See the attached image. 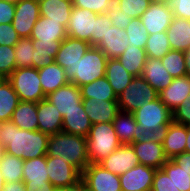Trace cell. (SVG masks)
Segmentation results:
<instances>
[{
	"instance_id": "cell-1",
	"label": "cell",
	"mask_w": 190,
	"mask_h": 191,
	"mask_svg": "<svg viewBox=\"0 0 190 191\" xmlns=\"http://www.w3.org/2000/svg\"><path fill=\"white\" fill-rule=\"evenodd\" d=\"M49 136L37 130H23L11 120L0 122V144L5 152L22 160L47 155Z\"/></svg>"
},
{
	"instance_id": "cell-2",
	"label": "cell",
	"mask_w": 190,
	"mask_h": 191,
	"mask_svg": "<svg viewBox=\"0 0 190 191\" xmlns=\"http://www.w3.org/2000/svg\"><path fill=\"white\" fill-rule=\"evenodd\" d=\"M47 155L51 157L63 156L81 173L90 164L85 136L65 132L55 133L49 136Z\"/></svg>"
},
{
	"instance_id": "cell-3",
	"label": "cell",
	"mask_w": 190,
	"mask_h": 191,
	"mask_svg": "<svg viewBox=\"0 0 190 191\" xmlns=\"http://www.w3.org/2000/svg\"><path fill=\"white\" fill-rule=\"evenodd\" d=\"M141 136H159L173 121L172 111L157 98L142 105L133 113Z\"/></svg>"
},
{
	"instance_id": "cell-4",
	"label": "cell",
	"mask_w": 190,
	"mask_h": 191,
	"mask_svg": "<svg viewBox=\"0 0 190 191\" xmlns=\"http://www.w3.org/2000/svg\"><path fill=\"white\" fill-rule=\"evenodd\" d=\"M86 144L90 164L100 163L121 145L112 122L93 124Z\"/></svg>"
},
{
	"instance_id": "cell-5",
	"label": "cell",
	"mask_w": 190,
	"mask_h": 191,
	"mask_svg": "<svg viewBox=\"0 0 190 191\" xmlns=\"http://www.w3.org/2000/svg\"><path fill=\"white\" fill-rule=\"evenodd\" d=\"M7 80L17 93L20 101L38 103L46 98L41 88L38 69L33 67L16 68Z\"/></svg>"
},
{
	"instance_id": "cell-6",
	"label": "cell",
	"mask_w": 190,
	"mask_h": 191,
	"mask_svg": "<svg viewBox=\"0 0 190 191\" xmlns=\"http://www.w3.org/2000/svg\"><path fill=\"white\" fill-rule=\"evenodd\" d=\"M107 56L95 46H91L75 65V76L70 81L78 87L105 76Z\"/></svg>"
},
{
	"instance_id": "cell-7",
	"label": "cell",
	"mask_w": 190,
	"mask_h": 191,
	"mask_svg": "<svg viewBox=\"0 0 190 191\" xmlns=\"http://www.w3.org/2000/svg\"><path fill=\"white\" fill-rule=\"evenodd\" d=\"M158 92L142 77H134L117 96L119 111L133 113L139 107L156 100Z\"/></svg>"
},
{
	"instance_id": "cell-8",
	"label": "cell",
	"mask_w": 190,
	"mask_h": 191,
	"mask_svg": "<svg viewBox=\"0 0 190 191\" xmlns=\"http://www.w3.org/2000/svg\"><path fill=\"white\" fill-rule=\"evenodd\" d=\"M46 166L49 182L55 188H67L81 182L82 173L69 164L63 156L51 157L46 155Z\"/></svg>"
},
{
	"instance_id": "cell-9",
	"label": "cell",
	"mask_w": 190,
	"mask_h": 191,
	"mask_svg": "<svg viewBox=\"0 0 190 191\" xmlns=\"http://www.w3.org/2000/svg\"><path fill=\"white\" fill-rule=\"evenodd\" d=\"M140 164L161 169L168 161L159 136H141L132 144Z\"/></svg>"
},
{
	"instance_id": "cell-10",
	"label": "cell",
	"mask_w": 190,
	"mask_h": 191,
	"mask_svg": "<svg viewBox=\"0 0 190 191\" xmlns=\"http://www.w3.org/2000/svg\"><path fill=\"white\" fill-rule=\"evenodd\" d=\"M90 47L91 45L87 41L75 39L70 36H67L61 42L54 61L65 69L66 78L69 82L75 76V65Z\"/></svg>"
},
{
	"instance_id": "cell-11",
	"label": "cell",
	"mask_w": 190,
	"mask_h": 191,
	"mask_svg": "<svg viewBox=\"0 0 190 191\" xmlns=\"http://www.w3.org/2000/svg\"><path fill=\"white\" fill-rule=\"evenodd\" d=\"M81 181L88 191H122L120 177L99 163L89 164L82 172Z\"/></svg>"
},
{
	"instance_id": "cell-12",
	"label": "cell",
	"mask_w": 190,
	"mask_h": 191,
	"mask_svg": "<svg viewBox=\"0 0 190 191\" xmlns=\"http://www.w3.org/2000/svg\"><path fill=\"white\" fill-rule=\"evenodd\" d=\"M96 27V13L73 7L67 24V36L90 43Z\"/></svg>"
},
{
	"instance_id": "cell-13",
	"label": "cell",
	"mask_w": 190,
	"mask_h": 191,
	"mask_svg": "<svg viewBox=\"0 0 190 191\" xmlns=\"http://www.w3.org/2000/svg\"><path fill=\"white\" fill-rule=\"evenodd\" d=\"M40 17L38 0H21L15 4L12 25L20 38H29Z\"/></svg>"
},
{
	"instance_id": "cell-14",
	"label": "cell",
	"mask_w": 190,
	"mask_h": 191,
	"mask_svg": "<svg viewBox=\"0 0 190 191\" xmlns=\"http://www.w3.org/2000/svg\"><path fill=\"white\" fill-rule=\"evenodd\" d=\"M107 171L118 176L140 164L131 144H121L100 163Z\"/></svg>"
},
{
	"instance_id": "cell-15",
	"label": "cell",
	"mask_w": 190,
	"mask_h": 191,
	"mask_svg": "<svg viewBox=\"0 0 190 191\" xmlns=\"http://www.w3.org/2000/svg\"><path fill=\"white\" fill-rule=\"evenodd\" d=\"M173 11L167 4L150 3L149 8L140 17L149 35L167 31L173 20Z\"/></svg>"
},
{
	"instance_id": "cell-16",
	"label": "cell",
	"mask_w": 190,
	"mask_h": 191,
	"mask_svg": "<svg viewBox=\"0 0 190 191\" xmlns=\"http://www.w3.org/2000/svg\"><path fill=\"white\" fill-rule=\"evenodd\" d=\"M156 169L143 164L121 174L120 185L122 191H148L152 189L153 177Z\"/></svg>"
},
{
	"instance_id": "cell-17",
	"label": "cell",
	"mask_w": 190,
	"mask_h": 191,
	"mask_svg": "<svg viewBox=\"0 0 190 191\" xmlns=\"http://www.w3.org/2000/svg\"><path fill=\"white\" fill-rule=\"evenodd\" d=\"M159 137L166 157L173 159L176 155L185 152L187 126L172 121Z\"/></svg>"
},
{
	"instance_id": "cell-18",
	"label": "cell",
	"mask_w": 190,
	"mask_h": 191,
	"mask_svg": "<svg viewBox=\"0 0 190 191\" xmlns=\"http://www.w3.org/2000/svg\"><path fill=\"white\" fill-rule=\"evenodd\" d=\"M82 104L92 125L113 122L119 112L117 100L104 101L96 98H90L82 99Z\"/></svg>"
},
{
	"instance_id": "cell-19",
	"label": "cell",
	"mask_w": 190,
	"mask_h": 191,
	"mask_svg": "<svg viewBox=\"0 0 190 191\" xmlns=\"http://www.w3.org/2000/svg\"><path fill=\"white\" fill-rule=\"evenodd\" d=\"M38 130L48 136L62 132L63 115L46 98L37 103Z\"/></svg>"
},
{
	"instance_id": "cell-20",
	"label": "cell",
	"mask_w": 190,
	"mask_h": 191,
	"mask_svg": "<svg viewBox=\"0 0 190 191\" xmlns=\"http://www.w3.org/2000/svg\"><path fill=\"white\" fill-rule=\"evenodd\" d=\"M46 99L50 101L62 115L79 108V103L82 102L80 87L71 82L47 95Z\"/></svg>"
},
{
	"instance_id": "cell-21",
	"label": "cell",
	"mask_w": 190,
	"mask_h": 191,
	"mask_svg": "<svg viewBox=\"0 0 190 191\" xmlns=\"http://www.w3.org/2000/svg\"><path fill=\"white\" fill-rule=\"evenodd\" d=\"M129 37L125 30L108 26L107 33L95 46L98 47L108 59L118 58L127 48Z\"/></svg>"
},
{
	"instance_id": "cell-22",
	"label": "cell",
	"mask_w": 190,
	"mask_h": 191,
	"mask_svg": "<svg viewBox=\"0 0 190 191\" xmlns=\"http://www.w3.org/2000/svg\"><path fill=\"white\" fill-rule=\"evenodd\" d=\"M190 94V77L173 78L171 84L158 93V98L172 112L177 109Z\"/></svg>"
},
{
	"instance_id": "cell-23",
	"label": "cell",
	"mask_w": 190,
	"mask_h": 191,
	"mask_svg": "<svg viewBox=\"0 0 190 191\" xmlns=\"http://www.w3.org/2000/svg\"><path fill=\"white\" fill-rule=\"evenodd\" d=\"M67 37L66 28L57 21L40 16L33 26L30 38L39 41H63Z\"/></svg>"
},
{
	"instance_id": "cell-24",
	"label": "cell",
	"mask_w": 190,
	"mask_h": 191,
	"mask_svg": "<svg viewBox=\"0 0 190 191\" xmlns=\"http://www.w3.org/2000/svg\"><path fill=\"white\" fill-rule=\"evenodd\" d=\"M142 77L159 93L167 88L173 77L163 66L161 59L147 58Z\"/></svg>"
},
{
	"instance_id": "cell-25",
	"label": "cell",
	"mask_w": 190,
	"mask_h": 191,
	"mask_svg": "<svg viewBox=\"0 0 190 191\" xmlns=\"http://www.w3.org/2000/svg\"><path fill=\"white\" fill-rule=\"evenodd\" d=\"M92 123L84 111L82 102L79 108L73 109L63 115L62 132L87 137Z\"/></svg>"
},
{
	"instance_id": "cell-26",
	"label": "cell",
	"mask_w": 190,
	"mask_h": 191,
	"mask_svg": "<svg viewBox=\"0 0 190 191\" xmlns=\"http://www.w3.org/2000/svg\"><path fill=\"white\" fill-rule=\"evenodd\" d=\"M112 123L121 144H132L141 137L138 124L130 112L119 111Z\"/></svg>"
},
{
	"instance_id": "cell-27",
	"label": "cell",
	"mask_w": 190,
	"mask_h": 191,
	"mask_svg": "<svg viewBox=\"0 0 190 191\" xmlns=\"http://www.w3.org/2000/svg\"><path fill=\"white\" fill-rule=\"evenodd\" d=\"M166 32L172 50L185 52L190 47V20L174 17Z\"/></svg>"
},
{
	"instance_id": "cell-28",
	"label": "cell",
	"mask_w": 190,
	"mask_h": 191,
	"mask_svg": "<svg viewBox=\"0 0 190 191\" xmlns=\"http://www.w3.org/2000/svg\"><path fill=\"white\" fill-rule=\"evenodd\" d=\"M38 2L40 16L57 21L67 28L73 8L72 0H38Z\"/></svg>"
},
{
	"instance_id": "cell-29",
	"label": "cell",
	"mask_w": 190,
	"mask_h": 191,
	"mask_svg": "<svg viewBox=\"0 0 190 191\" xmlns=\"http://www.w3.org/2000/svg\"><path fill=\"white\" fill-rule=\"evenodd\" d=\"M41 88L45 96L56 91L69 83L66 78L65 69L58 65L55 61L41 69H38Z\"/></svg>"
},
{
	"instance_id": "cell-30",
	"label": "cell",
	"mask_w": 190,
	"mask_h": 191,
	"mask_svg": "<svg viewBox=\"0 0 190 191\" xmlns=\"http://www.w3.org/2000/svg\"><path fill=\"white\" fill-rule=\"evenodd\" d=\"M11 121L23 130H38L37 103L20 101L13 111Z\"/></svg>"
},
{
	"instance_id": "cell-31",
	"label": "cell",
	"mask_w": 190,
	"mask_h": 191,
	"mask_svg": "<svg viewBox=\"0 0 190 191\" xmlns=\"http://www.w3.org/2000/svg\"><path fill=\"white\" fill-rule=\"evenodd\" d=\"M105 77L118 96L134 78L120 63L118 58L108 59Z\"/></svg>"
},
{
	"instance_id": "cell-32",
	"label": "cell",
	"mask_w": 190,
	"mask_h": 191,
	"mask_svg": "<svg viewBox=\"0 0 190 191\" xmlns=\"http://www.w3.org/2000/svg\"><path fill=\"white\" fill-rule=\"evenodd\" d=\"M61 42L62 41L46 42L42 40H32L34 48L32 67L41 69L44 66L52 64L60 48Z\"/></svg>"
},
{
	"instance_id": "cell-33",
	"label": "cell",
	"mask_w": 190,
	"mask_h": 191,
	"mask_svg": "<svg viewBox=\"0 0 190 191\" xmlns=\"http://www.w3.org/2000/svg\"><path fill=\"white\" fill-rule=\"evenodd\" d=\"M122 66L134 77H140L147 60L145 49L127 46L123 54L118 57Z\"/></svg>"
},
{
	"instance_id": "cell-34",
	"label": "cell",
	"mask_w": 190,
	"mask_h": 191,
	"mask_svg": "<svg viewBox=\"0 0 190 191\" xmlns=\"http://www.w3.org/2000/svg\"><path fill=\"white\" fill-rule=\"evenodd\" d=\"M80 91L82 99L117 100V95L105 76L80 86Z\"/></svg>"
},
{
	"instance_id": "cell-35",
	"label": "cell",
	"mask_w": 190,
	"mask_h": 191,
	"mask_svg": "<svg viewBox=\"0 0 190 191\" xmlns=\"http://www.w3.org/2000/svg\"><path fill=\"white\" fill-rule=\"evenodd\" d=\"M19 102L17 93L6 79L0 84V122L11 120Z\"/></svg>"
},
{
	"instance_id": "cell-36",
	"label": "cell",
	"mask_w": 190,
	"mask_h": 191,
	"mask_svg": "<svg viewBox=\"0 0 190 191\" xmlns=\"http://www.w3.org/2000/svg\"><path fill=\"white\" fill-rule=\"evenodd\" d=\"M23 182L43 183L49 182L46 166V156L24 160Z\"/></svg>"
},
{
	"instance_id": "cell-37",
	"label": "cell",
	"mask_w": 190,
	"mask_h": 191,
	"mask_svg": "<svg viewBox=\"0 0 190 191\" xmlns=\"http://www.w3.org/2000/svg\"><path fill=\"white\" fill-rule=\"evenodd\" d=\"M23 166L24 160L4 152L0 158V171L5 183L22 181Z\"/></svg>"
},
{
	"instance_id": "cell-38",
	"label": "cell",
	"mask_w": 190,
	"mask_h": 191,
	"mask_svg": "<svg viewBox=\"0 0 190 191\" xmlns=\"http://www.w3.org/2000/svg\"><path fill=\"white\" fill-rule=\"evenodd\" d=\"M171 50L167 32L149 35L145 47L147 58L161 59Z\"/></svg>"
},
{
	"instance_id": "cell-39",
	"label": "cell",
	"mask_w": 190,
	"mask_h": 191,
	"mask_svg": "<svg viewBox=\"0 0 190 191\" xmlns=\"http://www.w3.org/2000/svg\"><path fill=\"white\" fill-rule=\"evenodd\" d=\"M161 61L173 78L186 76L184 52L171 49Z\"/></svg>"
},
{
	"instance_id": "cell-40",
	"label": "cell",
	"mask_w": 190,
	"mask_h": 191,
	"mask_svg": "<svg viewBox=\"0 0 190 191\" xmlns=\"http://www.w3.org/2000/svg\"><path fill=\"white\" fill-rule=\"evenodd\" d=\"M161 169L168 176H171L180 191H190V175L172 159H168Z\"/></svg>"
},
{
	"instance_id": "cell-41",
	"label": "cell",
	"mask_w": 190,
	"mask_h": 191,
	"mask_svg": "<svg viewBox=\"0 0 190 191\" xmlns=\"http://www.w3.org/2000/svg\"><path fill=\"white\" fill-rule=\"evenodd\" d=\"M125 31L129 37L128 46L145 49L149 34L146 27L140 22V18H132Z\"/></svg>"
},
{
	"instance_id": "cell-42",
	"label": "cell",
	"mask_w": 190,
	"mask_h": 191,
	"mask_svg": "<svg viewBox=\"0 0 190 191\" xmlns=\"http://www.w3.org/2000/svg\"><path fill=\"white\" fill-rule=\"evenodd\" d=\"M14 53L17 68L32 67L34 48L30 37L20 38V40L14 45Z\"/></svg>"
},
{
	"instance_id": "cell-43",
	"label": "cell",
	"mask_w": 190,
	"mask_h": 191,
	"mask_svg": "<svg viewBox=\"0 0 190 191\" xmlns=\"http://www.w3.org/2000/svg\"><path fill=\"white\" fill-rule=\"evenodd\" d=\"M150 0H114V5L123 14L132 18H140L150 6Z\"/></svg>"
},
{
	"instance_id": "cell-44",
	"label": "cell",
	"mask_w": 190,
	"mask_h": 191,
	"mask_svg": "<svg viewBox=\"0 0 190 191\" xmlns=\"http://www.w3.org/2000/svg\"><path fill=\"white\" fill-rule=\"evenodd\" d=\"M16 68L14 46L0 45V73L8 78Z\"/></svg>"
},
{
	"instance_id": "cell-45",
	"label": "cell",
	"mask_w": 190,
	"mask_h": 191,
	"mask_svg": "<svg viewBox=\"0 0 190 191\" xmlns=\"http://www.w3.org/2000/svg\"><path fill=\"white\" fill-rule=\"evenodd\" d=\"M73 7L87 9L96 14H105L114 6V0H72Z\"/></svg>"
},
{
	"instance_id": "cell-46",
	"label": "cell",
	"mask_w": 190,
	"mask_h": 191,
	"mask_svg": "<svg viewBox=\"0 0 190 191\" xmlns=\"http://www.w3.org/2000/svg\"><path fill=\"white\" fill-rule=\"evenodd\" d=\"M152 191H180L174 184L171 176H168L162 169H157L152 184Z\"/></svg>"
},
{
	"instance_id": "cell-47",
	"label": "cell",
	"mask_w": 190,
	"mask_h": 191,
	"mask_svg": "<svg viewBox=\"0 0 190 191\" xmlns=\"http://www.w3.org/2000/svg\"><path fill=\"white\" fill-rule=\"evenodd\" d=\"M108 26H112V21L105 14H96V27L93 33V40L90 42L91 46H96L105 36Z\"/></svg>"
},
{
	"instance_id": "cell-48",
	"label": "cell",
	"mask_w": 190,
	"mask_h": 191,
	"mask_svg": "<svg viewBox=\"0 0 190 191\" xmlns=\"http://www.w3.org/2000/svg\"><path fill=\"white\" fill-rule=\"evenodd\" d=\"M173 122L185 126L190 125V94L184 99L181 105L173 112Z\"/></svg>"
},
{
	"instance_id": "cell-49",
	"label": "cell",
	"mask_w": 190,
	"mask_h": 191,
	"mask_svg": "<svg viewBox=\"0 0 190 191\" xmlns=\"http://www.w3.org/2000/svg\"><path fill=\"white\" fill-rule=\"evenodd\" d=\"M107 17L112 21V26L125 30L132 17L118 9L115 5L106 12Z\"/></svg>"
},
{
	"instance_id": "cell-50",
	"label": "cell",
	"mask_w": 190,
	"mask_h": 191,
	"mask_svg": "<svg viewBox=\"0 0 190 191\" xmlns=\"http://www.w3.org/2000/svg\"><path fill=\"white\" fill-rule=\"evenodd\" d=\"M174 17L190 20V0H168Z\"/></svg>"
},
{
	"instance_id": "cell-51",
	"label": "cell",
	"mask_w": 190,
	"mask_h": 191,
	"mask_svg": "<svg viewBox=\"0 0 190 191\" xmlns=\"http://www.w3.org/2000/svg\"><path fill=\"white\" fill-rule=\"evenodd\" d=\"M19 40L12 24H0V45L14 46Z\"/></svg>"
},
{
	"instance_id": "cell-52",
	"label": "cell",
	"mask_w": 190,
	"mask_h": 191,
	"mask_svg": "<svg viewBox=\"0 0 190 191\" xmlns=\"http://www.w3.org/2000/svg\"><path fill=\"white\" fill-rule=\"evenodd\" d=\"M15 14V4L0 0V24H12Z\"/></svg>"
},
{
	"instance_id": "cell-53",
	"label": "cell",
	"mask_w": 190,
	"mask_h": 191,
	"mask_svg": "<svg viewBox=\"0 0 190 191\" xmlns=\"http://www.w3.org/2000/svg\"><path fill=\"white\" fill-rule=\"evenodd\" d=\"M26 185V191H54L55 187L50 182L32 183L23 182Z\"/></svg>"
},
{
	"instance_id": "cell-54",
	"label": "cell",
	"mask_w": 190,
	"mask_h": 191,
	"mask_svg": "<svg viewBox=\"0 0 190 191\" xmlns=\"http://www.w3.org/2000/svg\"><path fill=\"white\" fill-rule=\"evenodd\" d=\"M172 160L190 175V153L183 152Z\"/></svg>"
},
{
	"instance_id": "cell-55",
	"label": "cell",
	"mask_w": 190,
	"mask_h": 191,
	"mask_svg": "<svg viewBox=\"0 0 190 191\" xmlns=\"http://www.w3.org/2000/svg\"><path fill=\"white\" fill-rule=\"evenodd\" d=\"M3 191H26V185L23 181L6 182Z\"/></svg>"
},
{
	"instance_id": "cell-56",
	"label": "cell",
	"mask_w": 190,
	"mask_h": 191,
	"mask_svg": "<svg viewBox=\"0 0 190 191\" xmlns=\"http://www.w3.org/2000/svg\"><path fill=\"white\" fill-rule=\"evenodd\" d=\"M54 191H88L84 183L81 181L75 186L67 188H55Z\"/></svg>"
},
{
	"instance_id": "cell-57",
	"label": "cell",
	"mask_w": 190,
	"mask_h": 191,
	"mask_svg": "<svg viewBox=\"0 0 190 191\" xmlns=\"http://www.w3.org/2000/svg\"><path fill=\"white\" fill-rule=\"evenodd\" d=\"M184 60L186 65V76L190 77V47L184 52Z\"/></svg>"
},
{
	"instance_id": "cell-58",
	"label": "cell",
	"mask_w": 190,
	"mask_h": 191,
	"mask_svg": "<svg viewBox=\"0 0 190 191\" xmlns=\"http://www.w3.org/2000/svg\"><path fill=\"white\" fill-rule=\"evenodd\" d=\"M185 152L190 153V125L187 126V138Z\"/></svg>"
},
{
	"instance_id": "cell-59",
	"label": "cell",
	"mask_w": 190,
	"mask_h": 191,
	"mask_svg": "<svg viewBox=\"0 0 190 191\" xmlns=\"http://www.w3.org/2000/svg\"><path fill=\"white\" fill-rule=\"evenodd\" d=\"M5 181L3 179L2 173L0 171V191H3Z\"/></svg>"
},
{
	"instance_id": "cell-60",
	"label": "cell",
	"mask_w": 190,
	"mask_h": 191,
	"mask_svg": "<svg viewBox=\"0 0 190 191\" xmlns=\"http://www.w3.org/2000/svg\"><path fill=\"white\" fill-rule=\"evenodd\" d=\"M153 3L167 4L168 0H150Z\"/></svg>"
},
{
	"instance_id": "cell-61",
	"label": "cell",
	"mask_w": 190,
	"mask_h": 191,
	"mask_svg": "<svg viewBox=\"0 0 190 191\" xmlns=\"http://www.w3.org/2000/svg\"><path fill=\"white\" fill-rule=\"evenodd\" d=\"M5 152L4 147L0 144V158L3 156V153Z\"/></svg>"
},
{
	"instance_id": "cell-62",
	"label": "cell",
	"mask_w": 190,
	"mask_h": 191,
	"mask_svg": "<svg viewBox=\"0 0 190 191\" xmlns=\"http://www.w3.org/2000/svg\"><path fill=\"white\" fill-rule=\"evenodd\" d=\"M6 79H7V78L0 73V84H1L3 81H5Z\"/></svg>"
},
{
	"instance_id": "cell-63",
	"label": "cell",
	"mask_w": 190,
	"mask_h": 191,
	"mask_svg": "<svg viewBox=\"0 0 190 191\" xmlns=\"http://www.w3.org/2000/svg\"><path fill=\"white\" fill-rule=\"evenodd\" d=\"M5 1L16 4L17 2H20L21 0H5Z\"/></svg>"
}]
</instances>
